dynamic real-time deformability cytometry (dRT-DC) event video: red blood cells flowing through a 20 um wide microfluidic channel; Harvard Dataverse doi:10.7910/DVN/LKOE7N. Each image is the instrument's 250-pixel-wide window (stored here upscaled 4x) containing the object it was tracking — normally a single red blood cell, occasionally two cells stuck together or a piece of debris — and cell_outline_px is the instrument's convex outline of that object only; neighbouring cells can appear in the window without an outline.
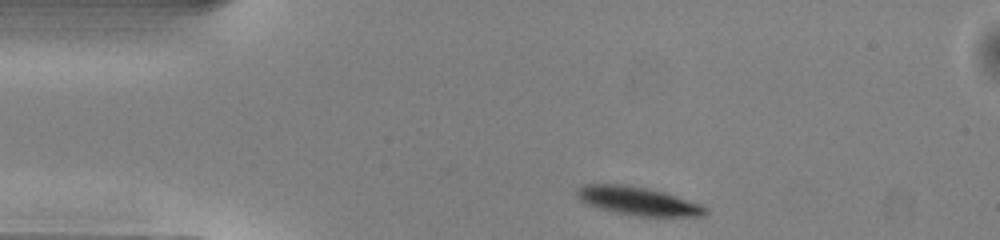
{"species": "common noctule bat (a hibernating species)", "species_latin": "Nyctalus noctula", "temperature_condition": "warm", "stored_images_in_passage": 42, "camera_frame_rate_fps": 3000, "um_per_image_px": 0.085, "animal": {"sex": "male", "body_mass_g": 13.0, "forearm_length_mm": 53.1}, "frame": {"image": 1, "passage_image": 1, "time_ms": 0.0, "image_size_px": [1000, 240], "cell_outline_px": [[708, 212], [704, 216], [640, 216], [616, 212], [600, 208], [588, 204], [580, 200], [576, 196], [576, 188], [584, 184], [624, 184], [648, 188], [664, 192], [700, 204], [708, 208]], "centroid_in_image_um": [54.22, 17.07], "position_along_channel_um": 30.8, "area_um2": 21.15}}
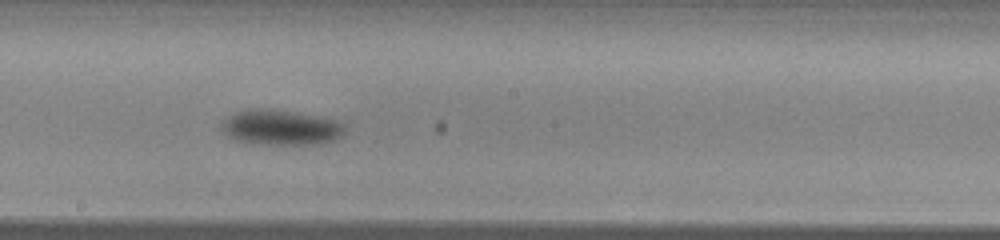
{"frame": {"image": 2, "passage_image": 19, "time_ms": 6.0, "image_size_px": [1000, 240], "cell_outline_px": [[344, 136], [332, 140], [316, 144], [260, 144], [236, 140], [228, 136], [220, 128], [220, 120], [236, 112], [248, 108], [264, 108], [296, 112], [320, 116], [336, 120], [344, 124]], "centroid_in_image_um": [23.83, 10.82], "position_along_channel_um": 224.4, "area_um2": 25.55}}
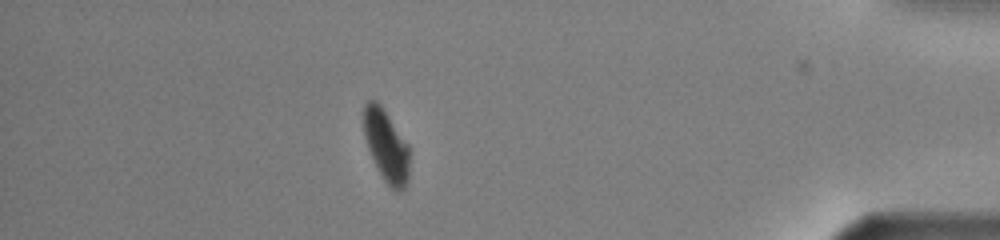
{"frame": {"image": 3, "passage_image": 36, "time_ms": 11.667, "image_size_px": [1000, 240], "cell_outline_px": [[408, 180], [404, 188], [400, 192], [396, 192], [384, 180], [368, 148], [364, 136], [364, 104], [368, 100], [376, 100], [380, 104], [408, 144]], "centroid_in_image_um": [32.83, 12.38], "position_along_channel_um": 402.4, "area_um2": 18.79}, "authors_computed_cell_mechanics": {"area_um2": 24.1604, "velocity_mm_per_s": 4.015, "shape_relaxation_time_tau1_ms": 2.0997, "shape_relaxation_time_tau2_ms": null, "deformation_change_tau1": 0.1186, "deformation_change_tau2": null}}